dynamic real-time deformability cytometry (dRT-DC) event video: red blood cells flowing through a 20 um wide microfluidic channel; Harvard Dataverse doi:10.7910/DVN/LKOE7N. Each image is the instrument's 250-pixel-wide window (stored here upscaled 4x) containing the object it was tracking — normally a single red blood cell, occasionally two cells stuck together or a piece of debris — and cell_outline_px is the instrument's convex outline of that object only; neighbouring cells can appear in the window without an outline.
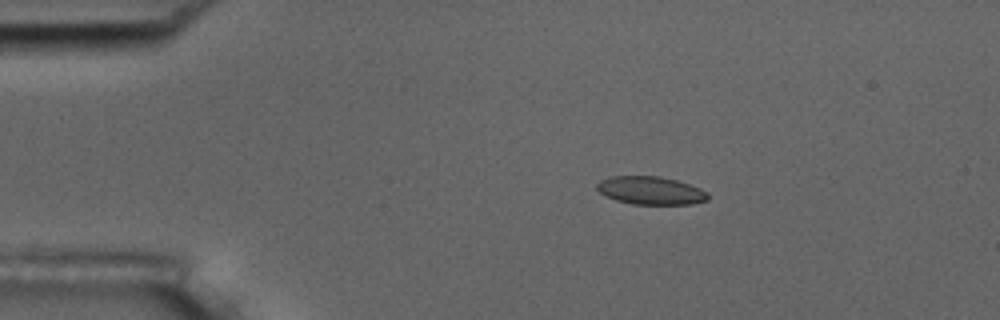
{"species": "common noctule bat (a hibernating species)", "species_latin": "Nyctalus noctula", "temperature_condition": "room temperature", "stored_images_in_passage": 46, "camera_frame_rate_fps": 3000, "um_per_image_px": 0.085, "animal": {"sex": "male", "body_mass_g": 17.5, "forearm_length_mm": 52.3}, "frame": {"image": 1, "passage_image": 1, "time_ms": 0.0, "image_size_px": [1000, 320], "cell_outline_px": [[708, 200], [692, 204], [632, 204], [616, 200], [604, 196], [596, 188], [596, 184], [600, 180], [612, 176], [660, 176], [676, 180], [700, 188], [708, 192]], "centroid_in_image_um": [55.29, 16.19], "position_along_channel_um": 29.7, "area_um2": 18.21}}
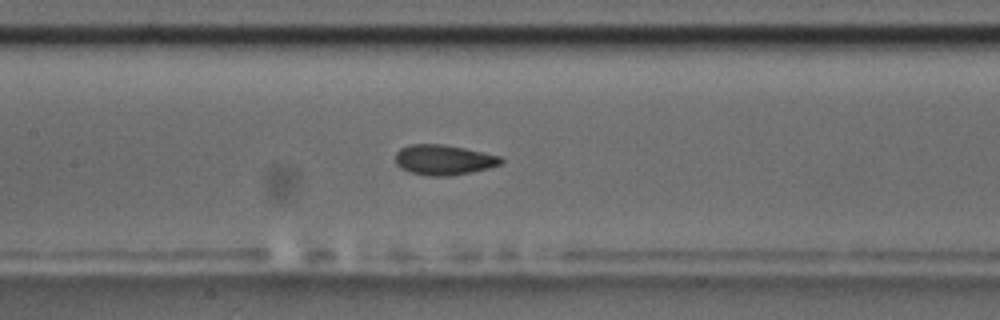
{"frame": {"image": 2, "passage_image": 17, "time_ms": 5.333, "image_size_px": [1000, 320], "cell_outline_px": [[504, 160], [500, 164], [488, 168], [472, 172], [448, 176], [424, 176], [408, 172], [400, 168], [396, 164], [396, 152], [400, 148], [408, 144], [444, 144], [464, 148], [500, 156]], "centroid_in_image_um": [37.67, 13.59], "position_along_channel_um": 169.7, "area_um2": 18.73}}
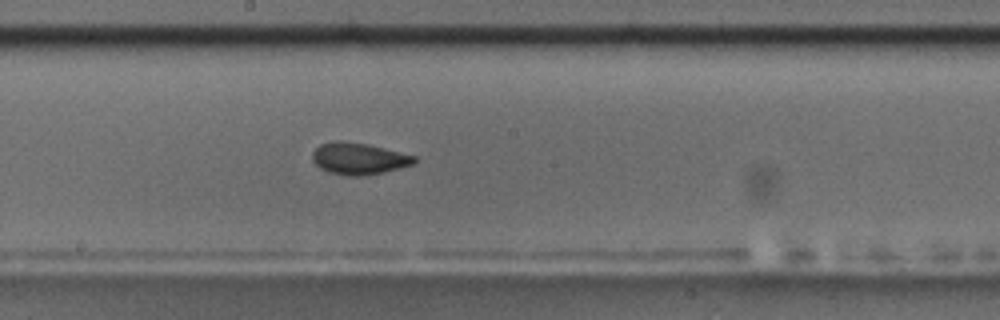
{"frame": {"image": 3, "passage_image": 21, "time_ms": 6.667, "image_size_px": [1000, 320], "cell_outline_px": [[416, 160], [412, 164], [384, 172], [360, 176], [348, 176], [328, 172], [320, 168], [312, 160], [312, 152], [320, 144], [332, 140], [340, 140], [368, 144], [416, 156]], "centroid_in_image_um": [30.45, 13.47], "position_along_channel_um": 217.8, "area_um2": 18.84}, "authors_computed_cell_mechanics": {"area_um2": 18.6983, "velocity_mm_per_s": 3.6244, "shape_relaxation_time_tau1_ms": 10.0068, "shape_relaxation_time_tau2_ms": 1.2341, "deformation_change_tau1": 0.182, "deformation_change_tau2": 0.0553}}